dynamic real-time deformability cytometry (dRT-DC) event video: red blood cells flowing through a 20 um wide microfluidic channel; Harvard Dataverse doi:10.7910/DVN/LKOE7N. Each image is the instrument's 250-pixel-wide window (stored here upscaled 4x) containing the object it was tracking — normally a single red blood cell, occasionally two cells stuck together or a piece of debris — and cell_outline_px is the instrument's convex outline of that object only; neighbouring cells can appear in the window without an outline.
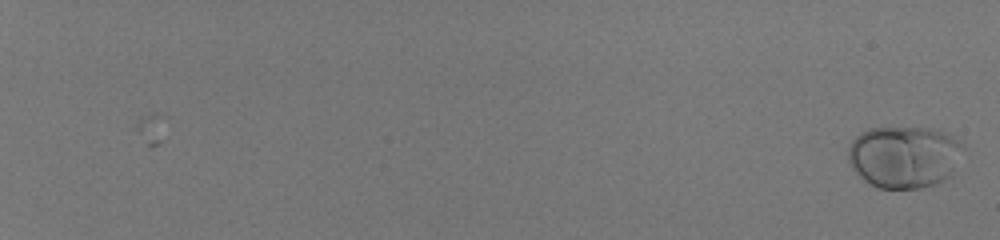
{"species": "human", "species_latin": "Homo sapiens", "temperature_condition": "room temperature", "stored_images_in_passage": 57, "camera_frame_rate_fps": 3000, "um_per_image_px": 0.085, "donor": {"sex": "male"}, "frame": {"image": 1, "passage_image": 1, "time_ms": 0.0, "image_size_px": [1000, 240], "cell_outline_px": [[964, 148], [948, 176], [936, 184], [920, 188], [876, 188], [864, 180], [852, 168], [848, 160], [848, 148], [852, 140], [860, 132], [868, 128], [932, 128], [944, 132], [960, 140]], "centroid_in_image_um": [76.81, 13.31], "position_along_channel_um": 8.2, "area_um2": 41.5}}
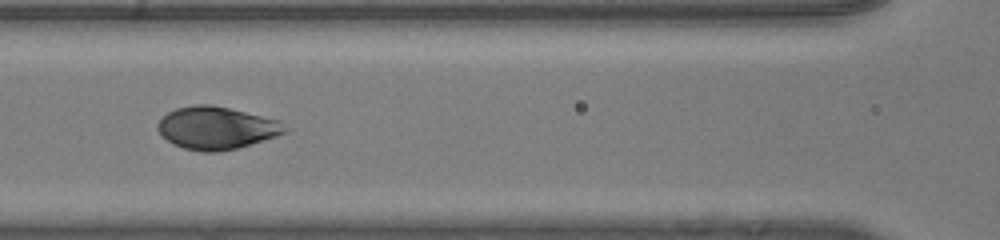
{"frame": {"image": 2, "passage_image": 33, "time_ms": 10.667, "image_size_px": [1000, 240], "cell_outline_px": [[288, 132], [264, 140], [236, 148], [220, 152], [200, 152], [184, 148], [172, 144], [156, 128], [156, 124], [168, 112], [176, 108], [192, 104], [212, 104], [280, 120]], "centroid_in_image_um": [18.38, 10.87], "position_along_channel_um": 148.2, "area_um2": 31.56}}
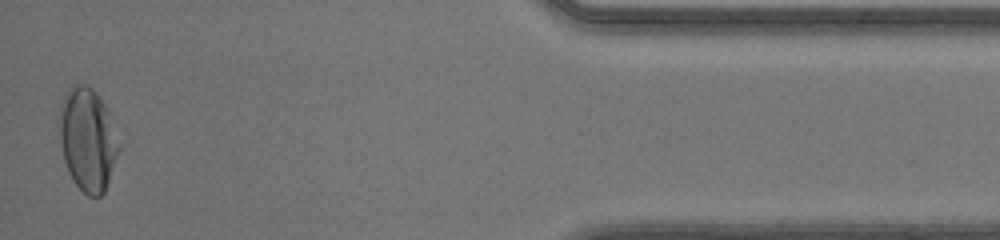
{"frame": {"image": 3, "passage_image": 57, "time_ms": 18.667, "image_size_px": [1000, 240], "cell_outline_px": [[120, 152], [104, 192], [100, 196], [88, 196], [72, 180], [68, 172], [64, 160], [60, 144], [56, 124], [56, 116], [60, 100], [64, 92], [72, 84], [88, 84], [96, 92], [104, 104], [108, 112], [120, 144]], "centroid_in_image_um": [7.39, 11.79], "position_along_channel_um": 427.8, "area_um2": 36.7}, "authors_computed_cell_mechanics": {"area_um2": 33.3506, "velocity_mm_per_s": 4.0923, "shape_relaxation_time_tau1_ms": 2.643, "shape_relaxation_time_tau2_ms": null, "deformation_change_tau1": 0.1391, "deformation_change_tau2": null}}